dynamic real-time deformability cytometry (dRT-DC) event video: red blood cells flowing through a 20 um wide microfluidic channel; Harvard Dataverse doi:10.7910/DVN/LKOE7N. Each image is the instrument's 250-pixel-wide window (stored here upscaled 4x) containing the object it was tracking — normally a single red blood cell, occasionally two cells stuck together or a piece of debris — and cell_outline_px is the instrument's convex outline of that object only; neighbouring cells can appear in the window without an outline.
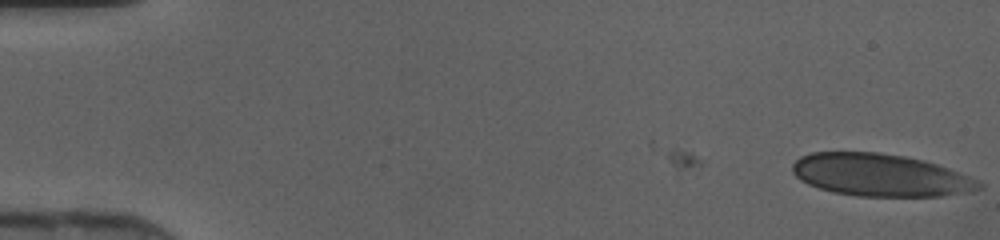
{"species": "human", "species_latin": "Homo sapiens", "temperature_condition": "cold", "stored_images_in_passage": 2, "camera_frame_rate_fps": 3000, "um_per_image_px": 0.085, "donor": {"sex": "female"}, "frame": {"image": 1, "passage_image": 2, "time_ms": 0.333, "image_size_px": [1000, 240], "cell_outline_px": [[984, 184], [980, 188], [968, 192], [940, 196], [856, 196], [832, 192], [808, 184], [800, 180], [792, 172], [792, 164], [800, 156], [812, 152], [876, 152], [904, 156], [924, 160], [948, 168], [968, 176]], "centroid_in_image_um": [74.79, 14.88], "position_along_channel_um": 10.2, "area_um2": 46.01}}